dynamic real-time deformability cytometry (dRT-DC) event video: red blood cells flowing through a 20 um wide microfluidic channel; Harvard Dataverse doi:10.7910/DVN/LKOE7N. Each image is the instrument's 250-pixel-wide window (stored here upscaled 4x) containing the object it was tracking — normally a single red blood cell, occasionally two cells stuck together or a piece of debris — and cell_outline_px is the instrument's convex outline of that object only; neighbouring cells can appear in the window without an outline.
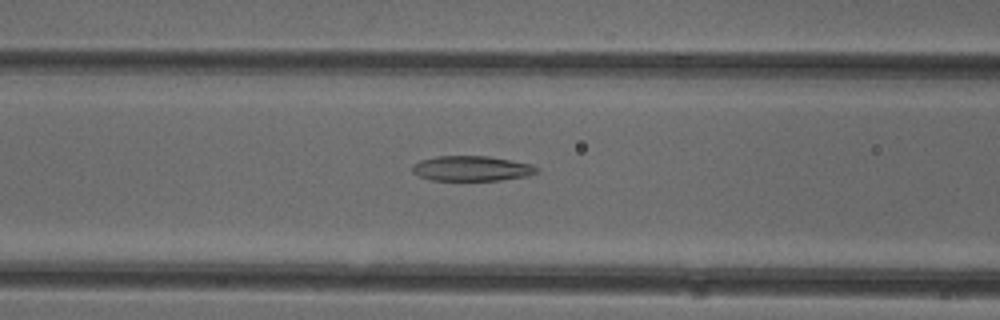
{"species": "common noctule bat (a hibernating species)", "species_latin": "Nyctalus noctula", "temperature_condition": "cold", "stored_images_in_passage": 38, "camera_frame_rate_fps": 3000, "um_per_image_px": 0.085, "animal": {"sex": "female"}, "frame": {"image": 1, "passage_image": 8, "time_ms": 2.333, "image_size_px": [1000, 320], "cell_outline_px": [[540, 172], [528, 176], [500, 180], [432, 180], [420, 176], [412, 172], [412, 164], [420, 160], [436, 156], [488, 156], [512, 160], [532, 164], [540, 168]], "centroid_in_image_um": [40.13, 14.31], "position_along_channel_um": 126.5, "area_um2": 18.38}}
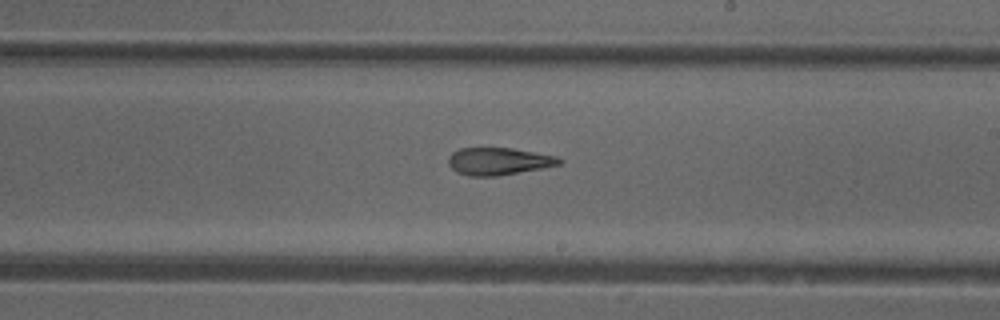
{"frame": {"image": 2, "passage_image": 17, "time_ms": 5.333, "image_size_px": [1000, 320], "cell_outline_px": [[564, 160], [560, 164], [540, 168], [496, 176], [468, 176], [456, 172], [448, 164], [448, 156], [452, 152], [460, 148], [512, 148], [556, 156]], "centroid_in_image_um": [42.34, 13.7], "position_along_channel_um": 246.7, "area_um2": 17.57}}
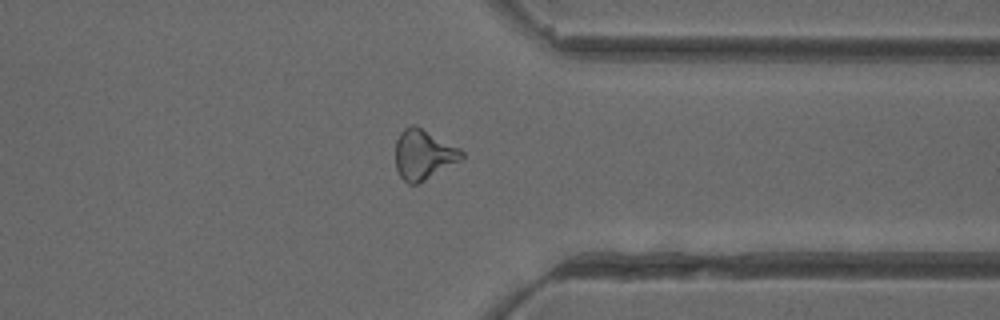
{"frame": {"image": 3, "passage_image": 27, "time_ms": 8.667, "image_size_px": [1000, 320], "cell_outline_px": [[464, 156], [460, 160], [424, 180], [416, 184], [408, 184], [400, 176], [396, 168], [396, 140], [400, 132], [404, 128], [412, 124], [416, 124], [460, 148], [464, 152]], "centroid_in_image_um": [35.98, 13.1], "position_along_channel_um": 375.4, "area_um2": 19.19}, "authors_computed_cell_mechanics": {"area_um2": 18.785, "velocity_mm_per_s": 3.994, "shape_relaxation_time_tau1_ms": null, "shape_relaxation_time_tau2_ms": 4.159, "deformation_change_tau1": null, "deformation_change_tau2": 0.1563}}